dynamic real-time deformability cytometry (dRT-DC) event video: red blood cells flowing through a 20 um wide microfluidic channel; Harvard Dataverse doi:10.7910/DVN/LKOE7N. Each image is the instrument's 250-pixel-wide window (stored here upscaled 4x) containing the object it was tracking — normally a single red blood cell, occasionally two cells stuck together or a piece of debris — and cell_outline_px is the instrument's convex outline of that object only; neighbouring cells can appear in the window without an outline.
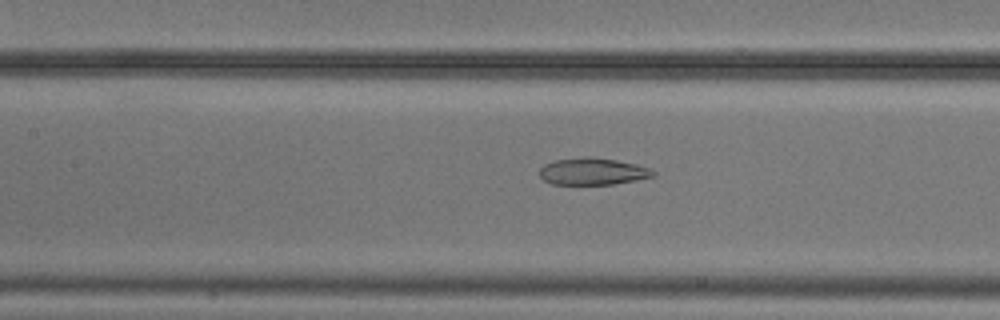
{"species": "common noctule bat (a hibernating species)", "species_latin": "Nyctalus noctula", "temperature_condition": "cold", "stored_images_in_passage": 54, "camera_frame_rate_fps": 3000, "um_per_image_px": 0.085, "animal": {"sex": "male", "body_mass_g": 20.5, "forearm_length_mm": 52.5}, "frame": {"image": 1, "passage_image": 24, "time_ms": 7.667, "image_size_px": [1000, 320], "cell_outline_px": [[656, 176], [636, 180], [612, 184], [552, 184], [544, 180], [540, 176], [540, 168], [544, 164], [556, 160], [592, 156], [616, 160], [636, 164], [648, 168], [656, 172]], "centroid_in_image_um": [50.39, 14.57], "position_along_channel_um": 157.0, "area_um2": 17.74}}
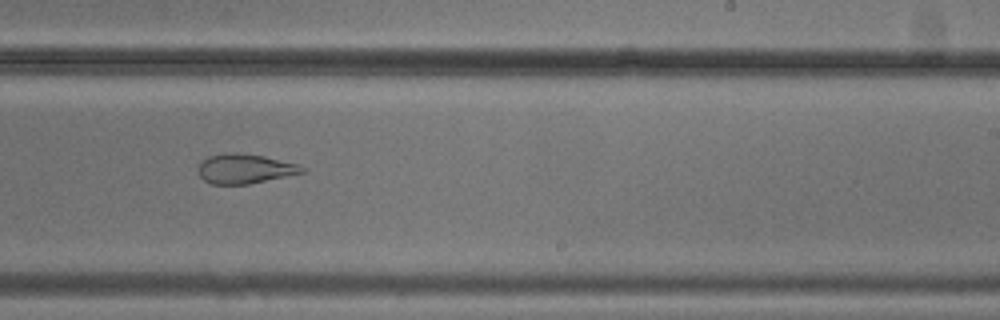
{"frame": {"image": 2, "passage_image": 33, "time_ms": 10.667, "image_size_px": [1000, 320], "cell_outline_px": [[304, 172], [248, 184], [212, 184], [204, 180], [196, 172], [196, 168], [200, 160], [208, 156], [228, 152], [236, 152], [264, 156], [296, 164], [304, 168]], "centroid_in_image_um": [20.7, 14.33], "position_along_channel_um": 268.3, "area_um2": 17.92}}
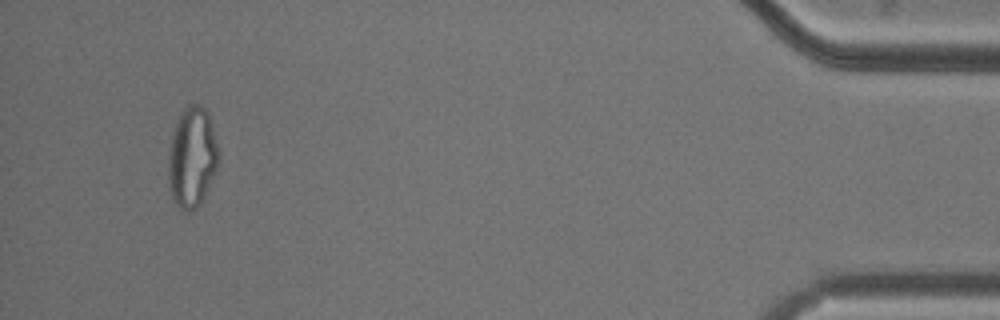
{"frame": {"image": 3, "passage_image": 51, "time_ms": 16.667, "image_size_px": [1000, 320], "cell_outline_px": [[220, 160], [200, 204], [196, 208], [188, 212], [184, 212], [176, 204], [172, 196], [168, 180], [168, 156], [172, 136], [176, 120], [180, 112], [188, 104], [200, 104], [208, 112], [220, 156]], "centroid_in_image_um": [16.32, 13.35], "position_along_channel_um": 418.9, "area_um2": 29.36}, "authors_computed_cell_mechanics": {"area_um2": 25.2875, "velocity_mm_per_s": 3.7154, "shape_relaxation_time_tau1_ms": null, "shape_relaxation_time_tau2_ms": 3.0112, "deformation_change_tau1": null, "deformation_change_tau2": 0.1061}}